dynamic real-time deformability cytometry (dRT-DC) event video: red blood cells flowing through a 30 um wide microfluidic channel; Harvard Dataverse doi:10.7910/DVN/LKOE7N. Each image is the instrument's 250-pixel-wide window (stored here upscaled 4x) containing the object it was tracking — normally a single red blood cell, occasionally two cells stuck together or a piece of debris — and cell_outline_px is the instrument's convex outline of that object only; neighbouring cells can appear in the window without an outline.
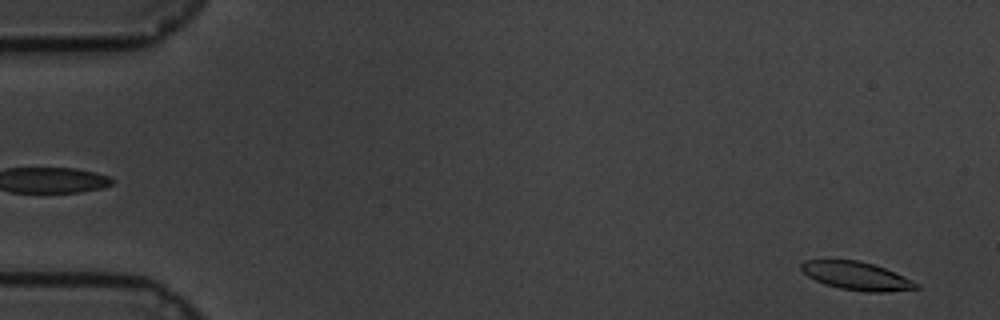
{"species": "common noctule bat (a hibernating species)", "species_latin": "Nyctalus noctula", "temperature_condition": "cold", "stored_images_in_passage": 60, "camera_frame_rate_fps": 3000, "um_per_image_px": 0.085, "animal": {"sex": "male", "body_mass_g": 19.5, "forearm_length_mm": 54.6}, "frame": {"image": 1, "passage_image": 3, "time_ms": 0.667, "image_size_px": [1000, 320], "cell_outline_px": [[920, 288], [884, 292], [868, 292], [840, 288], [824, 284], [808, 276], [800, 268], [800, 264], [804, 260], [860, 260], [884, 268], [920, 284]], "centroid_in_image_um": [72.79, 23.45], "position_along_channel_um": 12.2, "area_um2": 18.67}}
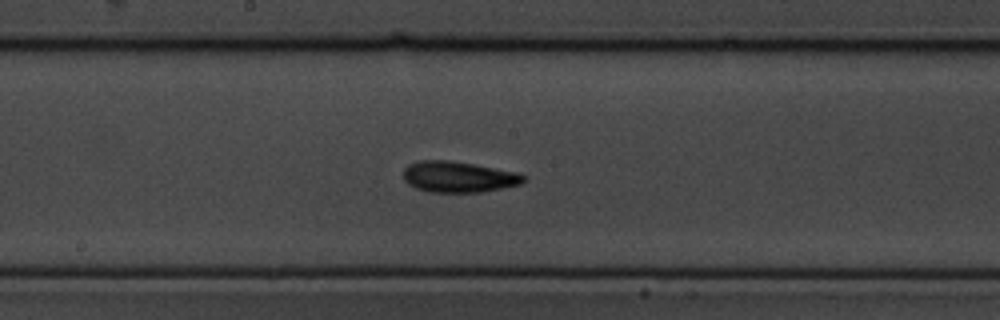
{"frame": {"image": 2, "passage_image": 32, "time_ms": 10.333, "image_size_px": [1000, 320], "cell_outline_px": [[524, 180], [520, 184], [504, 188], [484, 192], [432, 192], [416, 188], [408, 184], [404, 180], [404, 168], [408, 164], [420, 160], [448, 160], [520, 172], [524, 176]], "centroid_in_image_um": [38.97, 15.03], "position_along_channel_um": 209.2, "area_um2": 21.73}}
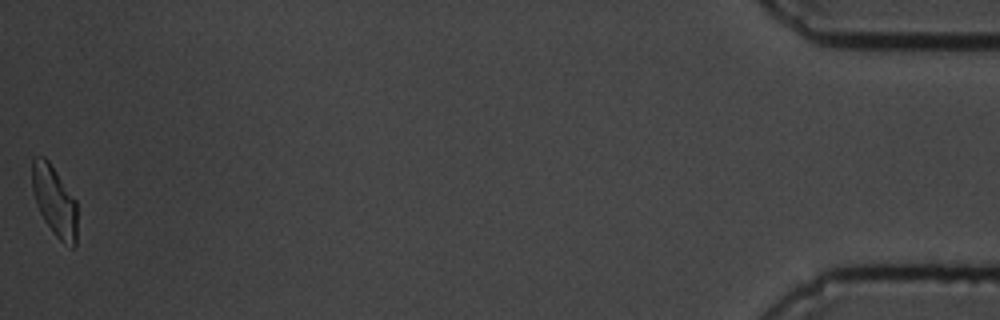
{"frame": {"image": 3, "passage_image": 60, "time_ms": 19.667, "image_size_px": [1000, 320], "cell_outline_px": [[76, 244], [72, 248], [60, 240], [52, 232], [44, 220], [36, 204], [32, 188], [32, 160], [36, 156], [44, 156], [48, 160], [76, 200]], "centroid_in_image_um": [4.62, 17.08], "position_along_channel_um": 430.6, "area_um2": 18.32}, "authors_computed_cell_mechanics": {"area_um2": 19.8254, "velocity_mm_per_s": 3.3521, "shape_relaxation_time_tau1_ms": 3.2985, "shape_relaxation_time_tau2_ms": 2.9409, "deformation_change_tau1": 0.1164, "deformation_change_tau2": 0.1011}}